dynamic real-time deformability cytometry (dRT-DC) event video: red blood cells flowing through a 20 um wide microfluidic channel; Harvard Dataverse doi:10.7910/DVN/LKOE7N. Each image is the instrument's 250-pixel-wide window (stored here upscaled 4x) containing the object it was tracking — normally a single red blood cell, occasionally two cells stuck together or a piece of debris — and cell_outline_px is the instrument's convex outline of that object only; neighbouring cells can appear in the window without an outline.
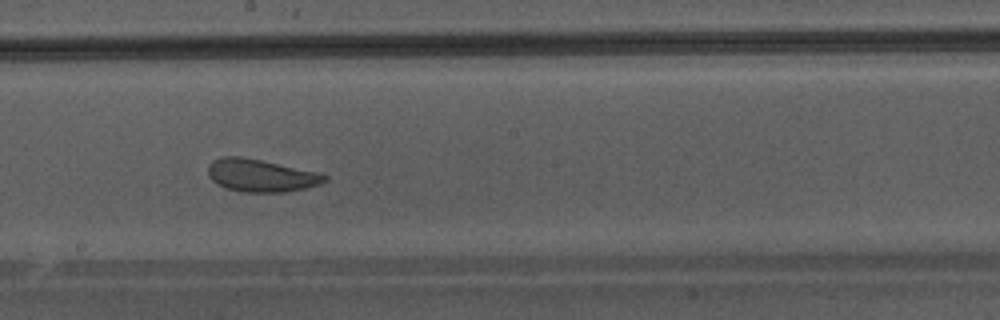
{"species": "Egyptian fruit bat (a non-hibernating species)", "species_latin": "Rousettus aegyptiacus", "temperature_condition": "warm", "stored_images_in_passage": 47, "camera_frame_rate_fps": 3000, "um_per_image_px": 0.085, "animal": {"sex": "male"}, "frame": {"image": 1, "passage_image": 27, "time_ms": 8.667, "image_size_px": [1000, 320], "cell_outline_px": [[328, 180], [320, 184], [304, 188], [284, 192], [244, 192], [224, 188], [216, 184], [208, 176], [208, 164], [212, 160], [224, 156], [240, 156], [320, 172], [328, 176]], "centroid_in_image_um": [22.16, 14.91], "position_along_channel_um": 226.0, "area_um2": 22.31}}